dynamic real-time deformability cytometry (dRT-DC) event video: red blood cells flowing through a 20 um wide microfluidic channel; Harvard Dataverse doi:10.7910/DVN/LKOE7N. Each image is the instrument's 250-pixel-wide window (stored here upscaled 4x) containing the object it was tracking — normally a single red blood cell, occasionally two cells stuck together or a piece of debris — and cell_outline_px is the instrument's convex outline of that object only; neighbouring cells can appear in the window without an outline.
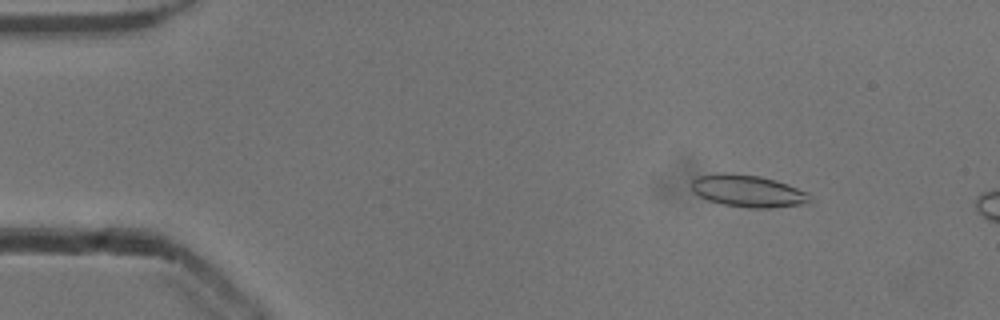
{"species": "common noctule bat (a hibernating species)", "species_latin": "Nyctalus noctula", "temperature_condition": "cold", "stored_images_in_passage": 26, "camera_frame_rate_fps": 3000, "um_per_image_px": 0.085, "animal": {"sex": "male", "body_mass_g": 13.3}, "frame": {"image": 1, "passage_image": 4, "time_ms": 1.0, "image_size_px": [1000, 320], "cell_outline_px": [[812, 200], [808, 204], [772, 208], [748, 208], [724, 204], [708, 200], [700, 196], [692, 188], [692, 180], [696, 176], [716, 172], [732, 172], [760, 176], [776, 180], [788, 184], [808, 192], [812, 196]], "centroid_in_image_um": [63.62, 16.22], "position_along_channel_um": 21.4, "area_um2": 22.6}}
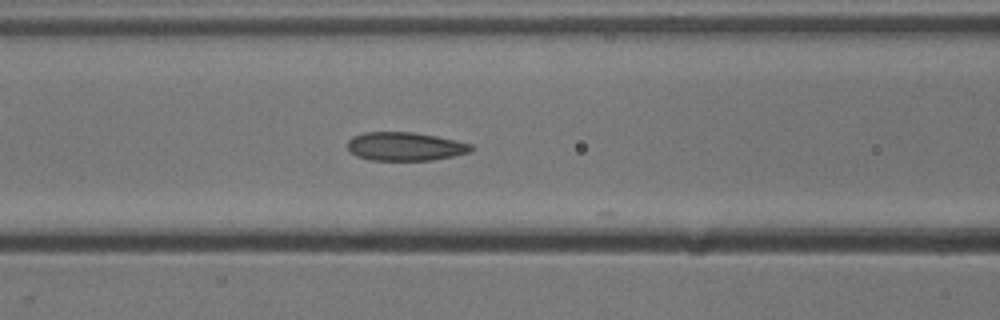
{"frame": {"image": 2, "passage_image": 19, "time_ms": 6.0, "image_size_px": [1000, 320], "cell_outline_px": [[476, 148], [472, 152], [432, 160], [368, 160], [356, 156], [348, 152], [348, 140], [352, 136], [364, 132], [412, 132], [436, 136], [456, 140], [472, 144]], "centroid_in_image_um": [34.43, 12.45], "position_along_channel_um": 132.2, "area_um2": 20.81}}
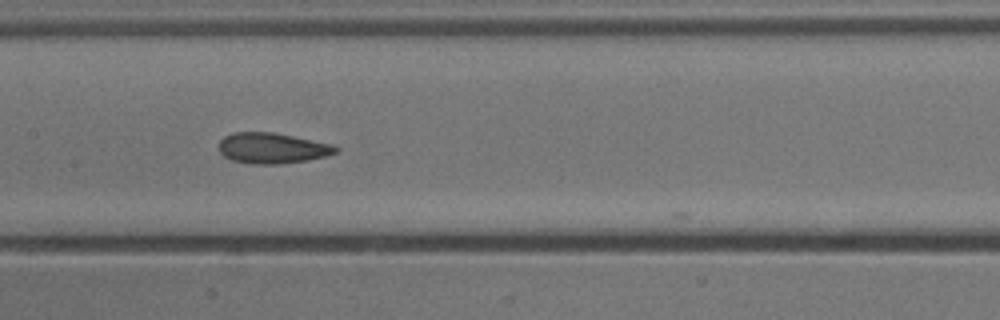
{"frame": {"image": 3, "passage_image": 23, "time_ms": 7.333, "image_size_px": [1000, 320], "cell_outline_px": [[340, 148], [336, 152], [328, 156], [308, 160], [280, 164], [252, 164], [232, 160], [224, 156], [220, 152], [220, 140], [224, 136], [232, 132], [272, 132], [332, 144]], "centroid_in_image_um": [23.15, 12.59], "position_along_channel_um": 184.3, "area_um2": 20.87}}